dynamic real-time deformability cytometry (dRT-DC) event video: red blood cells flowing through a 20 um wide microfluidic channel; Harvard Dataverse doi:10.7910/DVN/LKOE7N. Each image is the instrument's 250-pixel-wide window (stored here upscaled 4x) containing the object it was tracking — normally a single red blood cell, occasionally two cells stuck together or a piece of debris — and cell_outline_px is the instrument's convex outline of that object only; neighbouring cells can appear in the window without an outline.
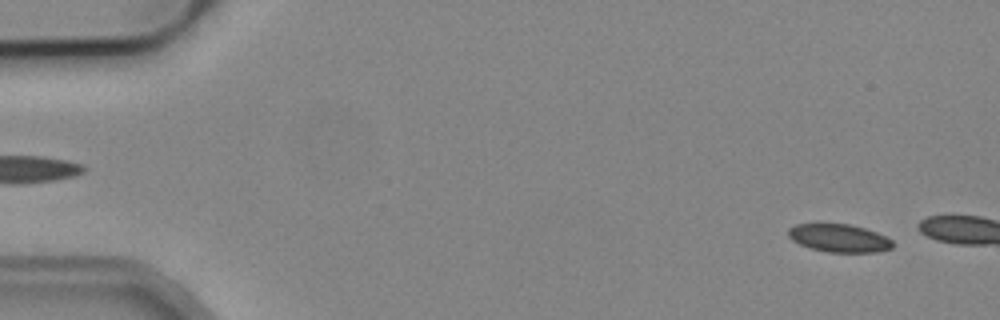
{"species": "common noctule bat (a hibernating species)", "species_latin": "Nyctalus noctula", "temperature_condition": "cold", "stored_images_in_passage": 7, "camera_frame_rate_fps": 3000, "um_per_image_px": 0.085, "animal": {"sex": "male", "body_mass_g": 19.2, "forearm_length_mm": 51.8}, "frame": {"image": 1, "passage_image": 3, "time_ms": 0.667, "image_size_px": [1000, 320], "cell_outline_px": [[892, 248], [880, 252], [828, 252], [808, 248], [792, 240], [788, 236], [788, 228], [796, 224], [848, 224], [864, 228], [876, 232], [892, 240]], "centroid_in_image_um": [71.3, 20.25], "position_along_channel_um": 13.7, "area_um2": 16.99}}